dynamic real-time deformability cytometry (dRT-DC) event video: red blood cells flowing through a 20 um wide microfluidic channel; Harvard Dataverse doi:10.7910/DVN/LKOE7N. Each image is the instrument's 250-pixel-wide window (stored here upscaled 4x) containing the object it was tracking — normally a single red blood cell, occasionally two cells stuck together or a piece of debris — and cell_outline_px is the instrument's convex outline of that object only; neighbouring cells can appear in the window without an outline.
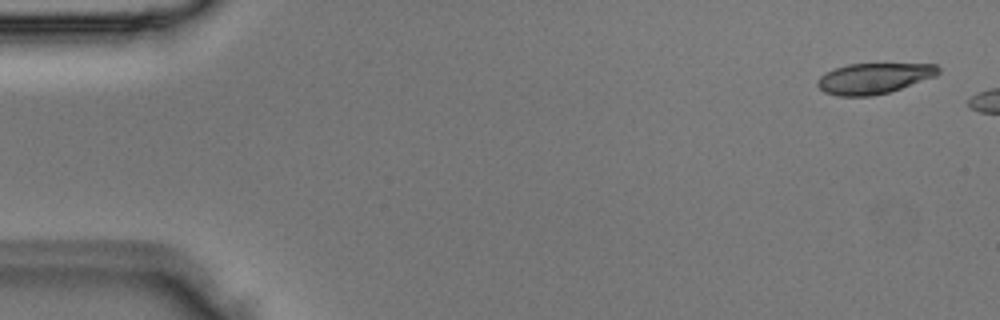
{"species": "Egyptian fruit bat (a non-hibernating species)", "species_latin": "Rousettus aegyptiacus", "temperature_condition": "room temperature", "stored_images_in_passage": 2, "camera_frame_rate_fps": 3000, "um_per_image_px": 0.085, "animal": {"sex": "male"}, "frame": {"image": 1, "passage_image": 1, "time_ms": 0.0, "image_size_px": [1000, 320], "cell_outline_px": [[940, 72], [936, 76], [888, 92], [872, 96], [836, 96], [824, 92], [816, 84], [816, 80], [820, 76], [836, 68], [848, 64], [936, 64], [940, 68]], "centroid_in_image_um": [74.26, 6.66], "position_along_channel_um": 10.7, "area_um2": 21.44}}